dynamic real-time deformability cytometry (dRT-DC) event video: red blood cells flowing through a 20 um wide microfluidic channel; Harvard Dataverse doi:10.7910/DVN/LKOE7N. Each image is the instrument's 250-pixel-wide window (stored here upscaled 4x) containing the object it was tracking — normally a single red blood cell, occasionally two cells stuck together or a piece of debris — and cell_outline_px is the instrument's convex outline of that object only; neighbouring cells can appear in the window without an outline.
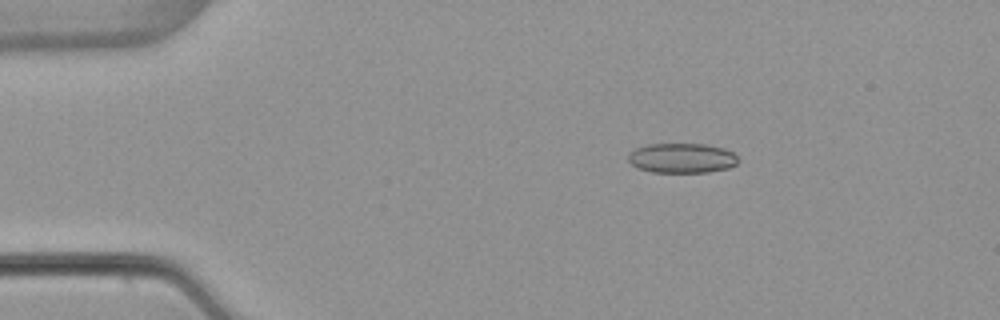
{"species": "common noctule bat (a hibernating species)", "species_latin": "Nyctalus noctula", "temperature_condition": "warm", "stored_images_in_passage": 45, "camera_frame_rate_fps": 3000, "um_per_image_px": 0.085, "animal": {"sex": "female", "body_mass_g": 22.7, "forearm_length_mm": 54.2}, "frame": {"image": 1, "passage_image": 1, "time_ms": 0.0, "image_size_px": [1000, 320], "cell_outline_px": [[740, 160], [736, 164], [728, 168], [708, 172], [652, 172], [640, 168], [632, 164], [628, 160], [628, 156], [636, 148], [648, 144], [704, 144], [724, 148], [732, 152]], "centroid_in_image_um": [57.99, 13.43], "position_along_channel_um": 27.0, "area_um2": 18.96}}
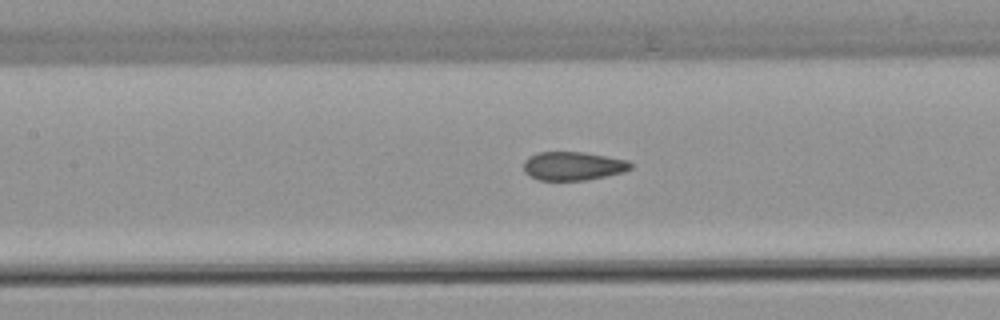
{"frame": {"image": 2, "passage_image": 16, "time_ms": 5.0, "image_size_px": [1000, 320], "cell_outline_px": [[632, 168], [624, 172], [584, 180], [540, 180], [524, 172], [524, 160], [528, 156], [536, 152], [584, 152], [628, 160], [632, 164]], "centroid_in_image_um": [48.7, 14.09], "position_along_channel_um": 158.7, "area_um2": 17.8}}
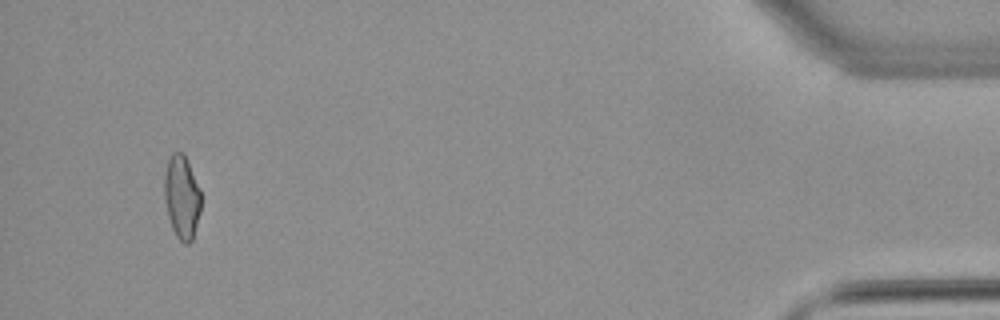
{"frame": {"image": 3, "passage_image": 42, "time_ms": 13.667, "image_size_px": [1000, 320], "cell_outline_px": [[200, 212], [192, 240], [188, 244], [184, 244], [176, 236], [172, 228], [168, 216], [164, 196], [164, 172], [168, 160], [172, 152], [184, 152], [200, 192]], "centroid_in_image_um": [15.43, 16.74], "position_along_channel_um": 419.8, "area_um2": 17.69}, "authors_computed_cell_mechanics": {"area_um2": 18.3804, "velocity_mm_per_s": 3.9006, "shape_relaxation_time_tau1_ms": null, "shape_relaxation_time_tau2_ms": 1.3503, "deformation_change_tau1": null, "deformation_change_tau2": 0.0638}}